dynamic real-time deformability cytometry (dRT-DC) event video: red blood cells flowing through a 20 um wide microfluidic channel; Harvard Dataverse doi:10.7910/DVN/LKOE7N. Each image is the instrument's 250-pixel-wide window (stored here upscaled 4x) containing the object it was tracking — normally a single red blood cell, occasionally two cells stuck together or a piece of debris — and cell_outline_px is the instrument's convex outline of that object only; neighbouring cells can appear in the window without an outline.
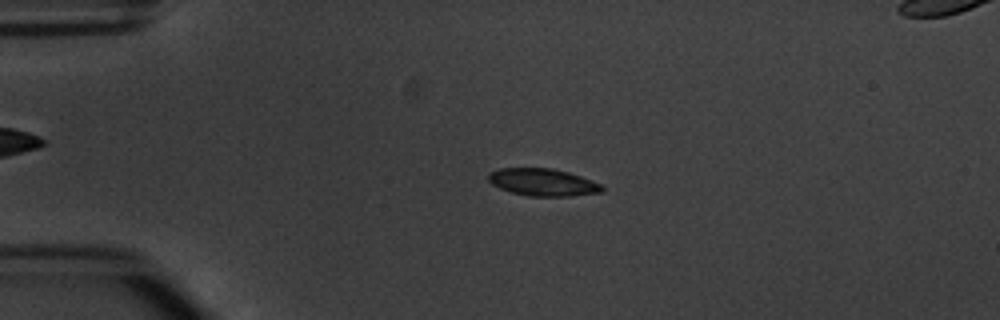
{"species": "common noctule bat (a hibernating species)", "species_latin": "Nyctalus noctula", "temperature_condition": "warm", "stored_images_in_passage": 4, "segment_of_instrument_passage": [1, 2], "camera_frame_rate_fps": 3000, "um_per_image_px": 0.085, "animal": {"sex": "male", "body_mass_g": 20.1, "forearm_length_mm": 53.5}, "frame": {"image": 1, "passage_image": 2, "time_ms": 2.0, "image_size_px": [1000, 320], "cell_outline_px": [[604, 192], [572, 196], [528, 196], [512, 192], [500, 188], [492, 184], [488, 180], [488, 176], [492, 172], [500, 168], [552, 168], [568, 172], [592, 180], [600, 184], [604, 188]], "centroid_in_image_um": [46.17, 15.5], "position_along_channel_um": 38.8, "area_um2": 18.03}}